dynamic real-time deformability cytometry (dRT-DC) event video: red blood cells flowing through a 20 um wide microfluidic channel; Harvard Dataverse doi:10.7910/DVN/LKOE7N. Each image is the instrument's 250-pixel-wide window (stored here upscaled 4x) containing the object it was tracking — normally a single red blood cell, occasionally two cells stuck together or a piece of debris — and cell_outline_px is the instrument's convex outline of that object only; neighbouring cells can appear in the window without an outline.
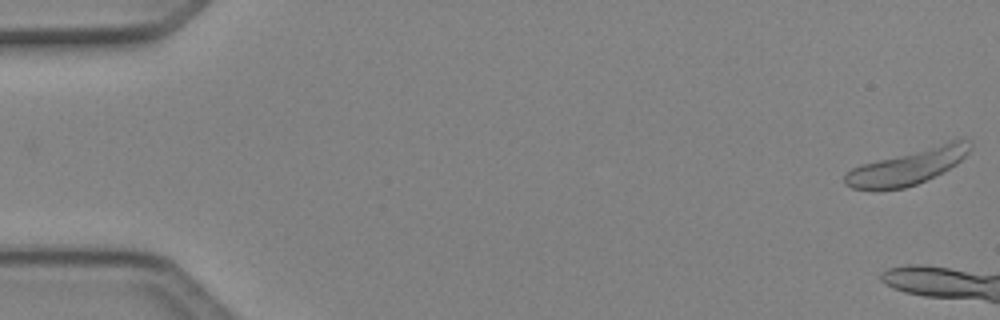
{"species": "Egyptian fruit bat (a non-hibernating species)", "species_latin": "Rousettus aegyptiacus", "temperature_condition": "cold", "stored_images_in_passage": 5, "camera_frame_rate_fps": 3000, "um_per_image_px": 0.085, "animal": {"sex": "female"}, "frame": {"image": 1, "passage_image": 1, "time_ms": 0.0, "image_size_px": [1000, 320], "cell_outline_px": [[972, 148], [956, 164], [944, 172], [916, 184], [904, 188], [876, 192], [852, 188], [844, 184], [844, 176], [852, 168], [860, 164], [964, 136], [972, 140]], "centroid_in_image_um": [77.18, 14.16], "position_along_channel_um": 7.8, "area_um2": 26.65}}